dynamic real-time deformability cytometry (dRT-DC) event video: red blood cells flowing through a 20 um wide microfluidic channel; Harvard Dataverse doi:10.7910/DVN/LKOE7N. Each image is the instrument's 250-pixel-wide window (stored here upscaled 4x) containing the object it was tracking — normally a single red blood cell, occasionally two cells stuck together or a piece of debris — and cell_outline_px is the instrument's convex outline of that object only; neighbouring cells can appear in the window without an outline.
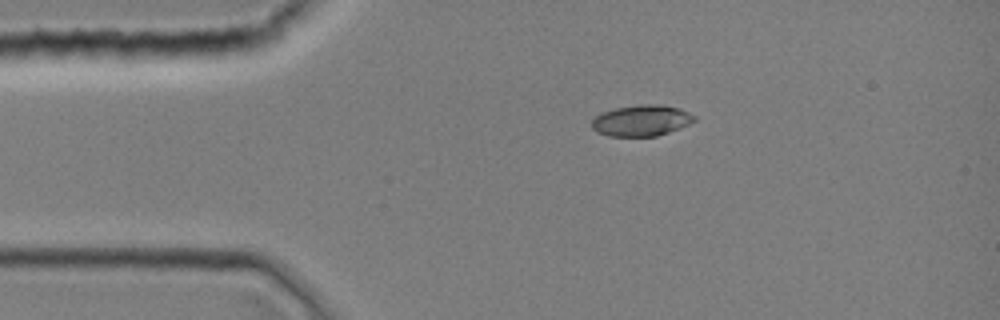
{"species": "common noctule bat (a hibernating species)", "species_latin": "Nyctalus noctula", "temperature_condition": "room temperature", "stored_images_in_passage": 2, "camera_frame_rate_fps": 3000, "um_per_image_px": 0.085, "animal": {"sex": "female", "body_mass_g": 19.0, "forearm_length_mm": 51.5}, "frame": {"image": 1, "passage_image": 1, "time_ms": 0.0, "image_size_px": [1000, 320], "cell_outline_px": [[696, 120], [680, 128], [656, 136], [608, 136], [596, 132], [592, 128], [592, 120], [600, 112], [616, 108], [640, 104], [660, 104], [680, 108], [696, 116]], "centroid_in_image_um": [54.51, 10.24], "position_along_channel_um": 30.5, "area_um2": 18.67}}